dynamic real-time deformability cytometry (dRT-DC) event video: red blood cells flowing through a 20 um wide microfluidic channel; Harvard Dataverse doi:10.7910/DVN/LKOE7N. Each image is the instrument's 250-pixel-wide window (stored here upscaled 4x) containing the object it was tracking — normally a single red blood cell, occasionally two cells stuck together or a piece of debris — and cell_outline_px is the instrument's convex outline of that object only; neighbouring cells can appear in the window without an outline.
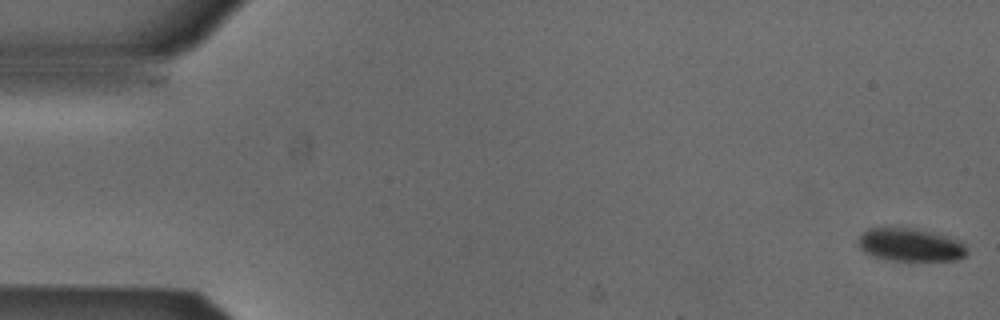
{"species": "Egyptian fruit bat (a non-hibernating species)", "species_latin": "Rousettus aegyptiacus", "temperature_condition": "cold", "stored_images_in_passage": 6, "camera_frame_rate_fps": 3000, "um_per_image_px": 0.085, "animal": {"sex": "male"}, "frame": {"image": 1, "passage_image": 1, "time_ms": 0.0, "image_size_px": [1000, 320], "cell_outline_px": [[968, 252], [964, 256], [956, 260], [892, 260], [872, 256], [864, 252], [860, 248], [860, 236], [868, 228], [908, 228], [928, 232], [944, 236], [956, 240], [964, 244], [968, 248]], "centroid_in_image_um": [77.38, 20.83], "position_along_channel_um": 7.6, "area_um2": 20.35}}
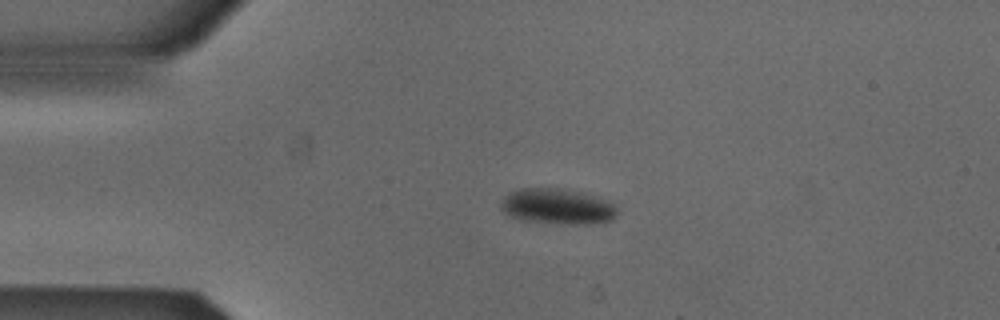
{"frame": {"image": 2, "passage_image": 4, "time_ms": 1.0, "image_size_px": [1000, 320], "cell_outline_px": [[616, 216], [612, 220], [588, 224], [556, 224], [520, 220], [508, 216], [500, 208], [500, 204], [504, 196], [508, 192], [520, 188], [560, 188], [580, 192], [608, 200], [616, 204]], "centroid_in_image_um": [47.34, 17.55], "position_along_channel_um": 37.7, "area_um2": 24.51}}